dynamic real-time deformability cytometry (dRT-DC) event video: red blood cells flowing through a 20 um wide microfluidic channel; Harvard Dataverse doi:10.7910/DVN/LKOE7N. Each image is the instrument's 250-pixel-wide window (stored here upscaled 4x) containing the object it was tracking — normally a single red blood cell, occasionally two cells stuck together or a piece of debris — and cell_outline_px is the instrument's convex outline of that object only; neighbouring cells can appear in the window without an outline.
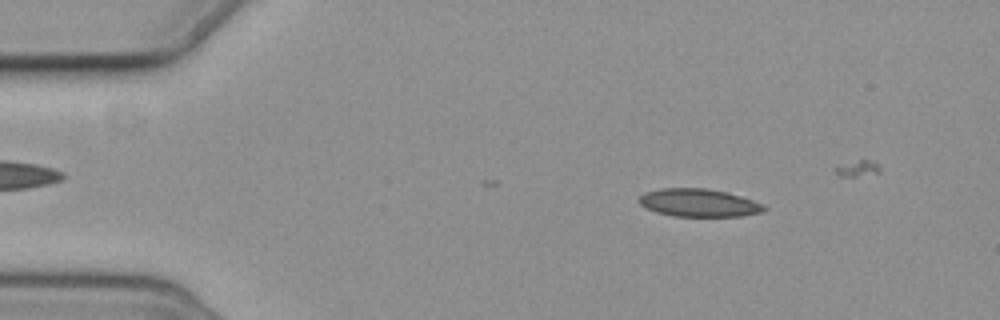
{"species": "common noctule bat (a hibernating species)", "species_latin": "Nyctalus noctula", "temperature_condition": "cold", "stored_images_in_passage": 5, "camera_frame_rate_fps": 3000, "um_per_image_px": 0.085, "animal": {"sex": "female", "body_mass_g": 19.3, "forearm_length_mm": 54.1}, "frame": {"image": 1, "passage_image": 2, "time_ms": 1.0, "image_size_px": [1000, 320], "cell_outline_px": [[768, 208], [764, 212], [740, 216], [676, 216], [656, 212], [640, 204], [636, 200], [644, 192], [660, 188], [708, 188], [728, 192], [752, 200]], "centroid_in_image_um": [59.38, 17.23], "position_along_channel_um": 25.6, "area_um2": 20.35}}